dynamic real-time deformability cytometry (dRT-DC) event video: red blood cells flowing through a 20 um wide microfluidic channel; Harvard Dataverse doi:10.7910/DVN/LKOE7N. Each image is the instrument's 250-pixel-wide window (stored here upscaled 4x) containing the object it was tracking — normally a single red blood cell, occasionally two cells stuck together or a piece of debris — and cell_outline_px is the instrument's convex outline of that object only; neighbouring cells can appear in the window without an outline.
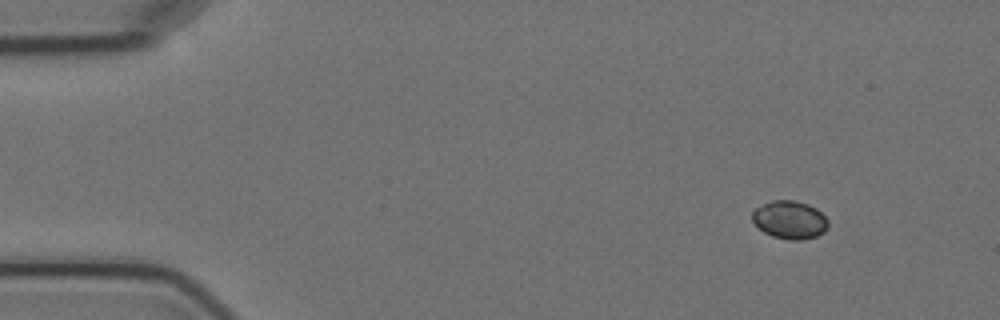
{"species": "Egyptian fruit bat (a non-hibernating species)", "species_latin": "Rousettus aegyptiacus", "temperature_condition": "cold", "stored_images_in_passage": 4, "camera_frame_rate_fps": 3000, "um_per_image_px": 0.085, "animal": {"sex": "female"}, "frame": {"image": 1, "passage_image": 1, "time_ms": 0.0, "image_size_px": [1000, 320], "cell_outline_px": [[828, 224], [824, 232], [816, 236], [804, 240], [788, 240], [772, 236], [764, 232], [752, 220], [752, 212], [756, 208], [772, 200], [792, 200], [808, 204], [816, 208], [828, 220]], "centroid_in_image_um": [67.13, 18.69], "position_along_channel_um": 17.9, "area_um2": 16.76}}